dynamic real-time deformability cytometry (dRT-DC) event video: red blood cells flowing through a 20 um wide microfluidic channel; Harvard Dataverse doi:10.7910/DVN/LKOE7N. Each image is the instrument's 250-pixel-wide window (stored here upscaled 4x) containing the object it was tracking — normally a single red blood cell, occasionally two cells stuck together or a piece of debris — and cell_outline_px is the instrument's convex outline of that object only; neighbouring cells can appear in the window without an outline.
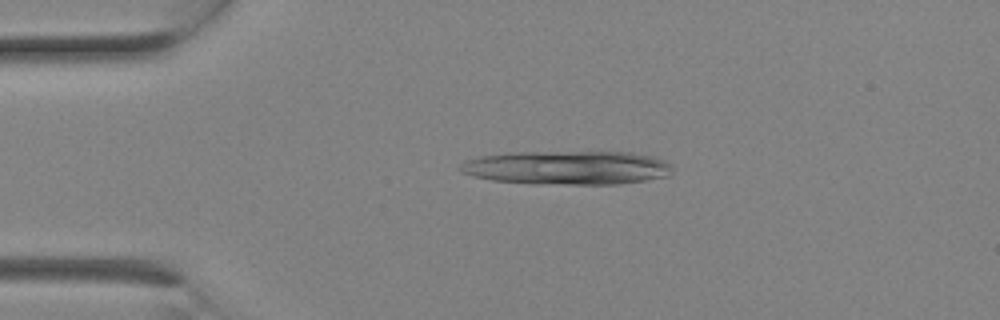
{"species": "Egyptian fruit bat (a non-hibernating species)", "species_latin": "Rousettus aegyptiacus", "temperature_condition": "room temperature", "stored_images_in_passage": 1, "camera_frame_rate_fps": 3000, "um_per_image_px": 0.085, "animal": {"sex": "female"}, "frame": {"image": 1, "passage_image": 1, "time_ms": 0.0, "image_size_px": [1000, 320], "cell_outline_px": [[672, 168], [668, 176], [620, 184], [532, 184], [492, 180], [476, 176], [464, 172], [460, 168], [460, 164], [468, 160], [480, 156], [508, 152], [632, 152], [652, 156], [664, 160]], "centroid_in_image_um": [48.23, 14.25], "position_along_channel_um": 36.8, "area_um2": 41.73}}